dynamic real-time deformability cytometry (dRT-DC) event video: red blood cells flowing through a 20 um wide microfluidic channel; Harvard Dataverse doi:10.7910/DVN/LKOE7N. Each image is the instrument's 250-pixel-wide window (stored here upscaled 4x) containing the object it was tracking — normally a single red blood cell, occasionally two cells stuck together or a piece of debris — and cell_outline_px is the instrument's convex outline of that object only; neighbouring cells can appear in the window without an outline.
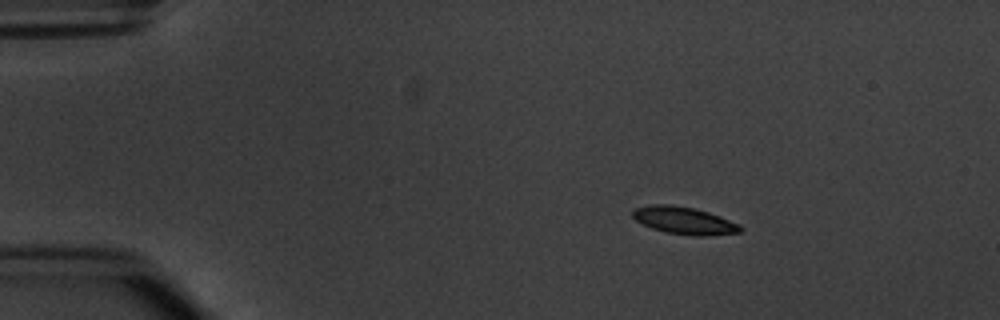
{"species": "common noctule bat (a hibernating species)", "species_latin": "Nyctalus noctula", "temperature_condition": "warm", "stored_images_in_passage": 4, "camera_frame_rate_fps": 3000, "um_per_image_px": 0.085, "animal": {"sex": "male", "body_mass_g": 20.1, "forearm_length_mm": 53.5}, "frame": {"image": 1, "passage_image": 2, "time_ms": 1.333, "image_size_px": [1000, 320], "cell_outline_px": [[744, 228], [740, 232], [708, 236], [696, 236], [668, 232], [652, 228], [636, 220], [632, 216], [632, 208], [652, 204], [672, 204], [696, 208], [720, 216], [740, 224]], "centroid_in_image_um": [58.17, 18.73], "position_along_channel_um": 26.8, "area_um2": 17.28}}